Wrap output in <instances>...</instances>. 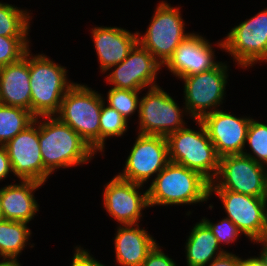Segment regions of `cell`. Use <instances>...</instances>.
I'll use <instances>...</instances> for the list:
<instances>
[{"mask_svg": "<svg viewBox=\"0 0 267 266\" xmlns=\"http://www.w3.org/2000/svg\"><path fill=\"white\" fill-rule=\"evenodd\" d=\"M103 97L91 88L74 83L55 115L78 133L97 153L100 151V113Z\"/></svg>", "mask_w": 267, "mask_h": 266, "instance_id": "cell-5", "label": "cell"}, {"mask_svg": "<svg viewBox=\"0 0 267 266\" xmlns=\"http://www.w3.org/2000/svg\"><path fill=\"white\" fill-rule=\"evenodd\" d=\"M169 152L164 136L138 134L126 159L125 168L117 176L133 183L144 184L168 163Z\"/></svg>", "mask_w": 267, "mask_h": 266, "instance_id": "cell-11", "label": "cell"}, {"mask_svg": "<svg viewBox=\"0 0 267 266\" xmlns=\"http://www.w3.org/2000/svg\"><path fill=\"white\" fill-rule=\"evenodd\" d=\"M155 10L146 33L140 36L138 32V43L164 66L181 42L192 33H184L185 24L179 8L162 1Z\"/></svg>", "mask_w": 267, "mask_h": 266, "instance_id": "cell-6", "label": "cell"}, {"mask_svg": "<svg viewBox=\"0 0 267 266\" xmlns=\"http://www.w3.org/2000/svg\"><path fill=\"white\" fill-rule=\"evenodd\" d=\"M246 143H248L252 153L243 151V155L252 158L255 162L267 165V124L260 123L251 118L248 128ZM257 157V158H256Z\"/></svg>", "mask_w": 267, "mask_h": 266, "instance_id": "cell-27", "label": "cell"}, {"mask_svg": "<svg viewBox=\"0 0 267 266\" xmlns=\"http://www.w3.org/2000/svg\"><path fill=\"white\" fill-rule=\"evenodd\" d=\"M242 260L243 259L235 254L226 251L208 263V266H238Z\"/></svg>", "mask_w": 267, "mask_h": 266, "instance_id": "cell-33", "label": "cell"}, {"mask_svg": "<svg viewBox=\"0 0 267 266\" xmlns=\"http://www.w3.org/2000/svg\"><path fill=\"white\" fill-rule=\"evenodd\" d=\"M223 203L227 217L254 241L267 232V197H253L230 190H210Z\"/></svg>", "mask_w": 267, "mask_h": 266, "instance_id": "cell-12", "label": "cell"}, {"mask_svg": "<svg viewBox=\"0 0 267 266\" xmlns=\"http://www.w3.org/2000/svg\"><path fill=\"white\" fill-rule=\"evenodd\" d=\"M263 61L267 62V52H266V54L264 55V57L261 59V62H263Z\"/></svg>", "mask_w": 267, "mask_h": 266, "instance_id": "cell-40", "label": "cell"}, {"mask_svg": "<svg viewBox=\"0 0 267 266\" xmlns=\"http://www.w3.org/2000/svg\"><path fill=\"white\" fill-rule=\"evenodd\" d=\"M195 121L200 130L183 127L166 137L169 160L200 173L211 183L218 173L220 156L203 123Z\"/></svg>", "mask_w": 267, "mask_h": 266, "instance_id": "cell-4", "label": "cell"}, {"mask_svg": "<svg viewBox=\"0 0 267 266\" xmlns=\"http://www.w3.org/2000/svg\"><path fill=\"white\" fill-rule=\"evenodd\" d=\"M142 266H176V264L168 255H165L162 249H160V246L156 244L148 253Z\"/></svg>", "mask_w": 267, "mask_h": 266, "instance_id": "cell-31", "label": "cell"}, {"mask_svg": "<svg viewBox=\"0 0 267 266\" xmlns=\"http://www.w3.org/2000/svg\"><path fill=\"white\" fill-rule=\"evenodd\" d=\"M238 266H256V257L243 259Z\"/></svg>", "mask_w": 267, "mask_h": 266, "instance_id": "cell-37", "label": "cell"}, {"mask_svg": "<svg viewBox=\"0 0 267 266\" xmlns=\"http://www.w3.org/2000/svg\"><path fill=\"white\" fill-rule=\"evenodd\" d=\"M30 56L28 50L30 111L35 117L56 115L64 95L74 83L68 81L65 67L55 64L43 54Z\"/></svg>", "mask_w": 267, "mask_h": 266, "instance_id": "cell-3", "label": "cell"}, {"mask_svg": "<svg viewBox=\"0 0 267 266\" xmlns=\"http://www.w3.org/2000/svg\"><path fill=\"white\" fill-rule=\"evenodd\" d=\"M114 241L116 260L121 266H142L148 253L157 244L138 224L119 226Z\"/></svg>", "mask_w": 267, "mask_h": 266, "instance_id": "cell-21", "label": "cell"}, {"mask_svg": "<svg viewBox=\"0 0 267 266\" xmlns=\"http://www.w3.org/2000/svg\"><path fill=\"white\" fill-rule=\"evenodd\" d=\"M12 171L11 162L4 146H0V180L9 176Z\"/></svg>", "mask_w": 267, "mask_h": 266, "instance_id": "cell-34", "label": "cell"}, {"mask_svg": "<svg viewBox=\"0 0 267 266\" xmlns=\"http://www.w3.org/2000/svg\"><path fill=\"white\" fill-rule=\"evenodd\" d=\"M30 235L27 223L0 220V256L18 260V254L27 246Z\"/></svg>", "mask_w": 267, "mask_h": 266, "instance_id": "cell-23", "label": "cell"}, {"mask_svg": "<svg viewBox=\"0 0 267 266\" xmlns=\"http://www.w3.org/2000/svg\"><path fill=\"white\" fill-rule=\"evenodd\" d=\"M42 119L43 122H39V144L44 183L55 169L76 167L94 157L96 152L90 145L58 117L42 116Z\"/></svg>", "mask_w": 267, "mask_h": 266, "instance_id": "cell-1", "label": "cell"}, {"mask_svg": "<svg viewBox=\"0 0 267 266\" xmlns=\"http://www.w3.org/2000/svg\"><path fill=\"white\" fill-rule=\"evenodd\" d=\"M30 14L8 3L0 2V36L27 37Z\"/></svg>", "mask_w": 267, "mask_h": 266, "instance_id": "cell-25", "label": "cell"}, {"mask_svg": "<svg viewBox=\"0 0 267 266\" xmlns=\"http://www.w3.org/2000/svg\"><path fill=\"white\" fill-rule=\"evenodd\" d=\"M266 168L243 154L220 157L219 170L210 183V190H230L253 197H267Z\"/></svg>", "mask_w": 267, "mask_h": 266, "instance_id": "cell-7", "label": "cell"}, {"mask_svg": "<svg viewBox=\"0 0 267 266\" xmlns=\"http://www.w3.org/2000/svg\"><path fill=\"white\" fill-rule=\"evenodd\" d=\"M211 44L199 34L192 33L185 38L165 64L178 78L205 72L216 67Z\"/></svg>", "mask_w": 267, "mask_h": 266, "instance_id": "cell-17", "label": "cell"}, {"mask_svg": "<svg viewBox=\"0 0 267 266\" xmlns=\"http://www.w3.org/2000/svg\"><path fill=\"white\" fill-rule=\"evenodd\" d=\"M108 105L119 112L127 121L139 109V91L112 87L107 93Z\"/></svg>", "mask_w": 267, "mask_h": 266, "instance_id": "cell-28", "label": "cell"}, {"mask_svg": "<svg viewBox=\"0 0 267 266\" xmlns=\"http://www.w3.org/2000/svg\"><path fill=\"white\" fill-rule=\"evenodd\" d=\"M42 185L33 180H21L19 184L1 188L0 204L4 219L29 223L39 211L33 192Z\"/></svg>", "mask_w": 267, "mask_h": 266, "instance_id": "cell-20", "label": "cell"}, {"mask_svg": "<svg viewBox=\"0 0 267 266\" xmlns=\"http://www.w3.org/2000/svg\"><path fill=\"white\" fill-rule=\"evenodd\" d=\"M28 37L0 36V67L21 60L29 50Z\"/></svg>", "mask_w": 267, "mask_h": 266, "instance_id": "cell-29", "label": "cell"}, {"mask_svg": "<svg viewBox=\"0 0 267 266\" xmlns=\"http://www.w3.org/2000/svg\"><path fill=\"white\" fill-rule=\"evenodd\" d=\"M142 186L116 175L104 187V207L119 225L138 224L142 209L149 207L147 190L143 194L139 193Z\"/></svg>", "mask_w": 267, "mask_h": 266, "instance_id": "cell-15", "label": "cell"}, {"mask_svg": "<svg viewBox=\"0 0 267 266\" xmlns=\"http://www.w3.org/2000/svg\"><path fill=\"white\" fill-rule=\"evenodd\" d=\"M38 119L40 117H35L30 126L7 142L4 147L14 176L19 180H33L44 184V163L40 152Z\"/></svg>", "mask_w": 267, "mask_h": 266, "instance_id": "cell-13", "label": "cell"}, {"mask_svg": "<svg viewBox=\"0 0 267 266\" xmlns=\"http://www.w3.org/2000/svg\"><path fill=\"white\" fill-rule=\"evenodd\" d=\"M3 219H4V216H3L2 208H1V204H0V220H3Z\"/></svg>", "mask_w": 267, "mask_h": 266, "instance_id": "cell-39", "label": "cell"}, {"mask_svg": "<svg viewBox=\"0 0 267 266\" xmlns=\"http://www.w3.org/2000/svg\"><path fill=\"white\" fill-rule=\"evenodd\" d=\"M217 44L243 68L260 62L267 52V8L232 28Z\"/></svg>", "mask_w": 267, "mask_h": 266, "instance_id": "cell-10", "label": "cell"}, {"mask_svg": "<svg viewBox=\"0 0 267 266\" xmlns=\"http://www.w3.org/2000/svg\"><path fill=\"white\" fill-rule=\"evenodd\" d=\"M147 195L149 207L196 204L209 199L210 182L200 173L170 161L152 180Z\"/></svg>", "mask_w": 267, "mask_h": 266, "instance_id": "cell-2", "label": "cell"}, {"mask_svg": "<svg viewBox=\"0 0 267 266\" xmlns=\"http://www.w3.org/2000/svg\"><path fill=\"white\" fill-rule=\"evenodd\" d=\"M113 67V72L106 78L113 87L141 92L145 87L158 86L155 78L162 65L147 49L137 43L128 56L110 70Z\"/></svg>", "mask_w": 267, "mask_h": 266, "instance_id": "cell-14", "label": "cell"}, {"mask_svg": "<svg viewBox=\"0 0 267 266\" xmlns=\"http://www.w3.org/2000/svg\"><path fill=\"white\" fill-rule=\"evenodd\" d=\"M75 248L76 252L73 255L71 266H105L95 260L94 257L89 254L88 250H84L80 246Z\"/></svg>", "mask_w": 267, "mask_h": 266, "instance_id": "cell-32", "label": "cell"}, {"mask_svg": "<svg viewBox=\"0 0 267 266\" xmlns=\"http://www.w3.org/2000/svg\"><path fill=\"white\" fill-rule=\"evenodd\" d=\"M35 120L31 111L0 104V146H4Z\"/></svg>", "mask_w": 267, "mask_h": 266, "instance_id": "cell-24", "label": "cell"}, {"mask_svg": "<svg viewBox=\"0 0 267 266\" xmlns=\"http://www.w3.org/2000/svg\"><path fill=\"white\" fill-rule=\"evenodd\" d=\"M137 112L138 134L167 137L185 127L182 118L184 111L160 86L149 88L145 96L140 98Z\"/></svg>", "mask_w": 267, "mask_h": 266, "instance_id": "cell-9", "label": "cell"}, {"mask_svg": "<svg viewBox=\"0 0 267 266\" xmlns=\"http://www.w3.org/2000/svg\"><path fill=\"white\" fill-rule=\"evenodd\" d=\"M0 266H21L16 259L3 258V261L0 262Z\"/></svg>", "mask_w": 267, "mask_h": 266, "instance_id": "cell-36", "label": "cell"}, {"mask_svg": "<svg viewBox=\"0 0 267 266\" xmlns=\"http://www.w3.org/2000/svg\"><path fill=\"white\" fill-rule=\"evenodd\" d=\"M91 33L102 73L121 63L138 43V32L119 27H94Z\"/></svg>", "mask_w": 267, "mask_h": 266, "instance_id": "cell-18", "label": "cell"}, {"mask_svg": "<svg viewBox=\"0 0 267 266\" xmlns=\"http://www.w3.org/2000/svg\"><path fill=\"white\" fill-rule=\"evenodd\" d=\"M253 242H258L263 244L260 256L257 257L265 266H267V232H265L260 238L254 240Z\"/></svg>", "mask_w": 267, "mask_h": 266, "instance_id": "cell-35", "label": "cell"}, {"mask_svg": "<svg viewBox=\"0 0 267 266\" xmlns=\"http://www.w3.org/2000/svg\"><path fill=\"white\" fill-rule=\"evenodd\" d=\"M200 121L220 157L243 153L251 118H239L218 109Z\"/></svg>", "mask_w": 267, "mask_h": 266, "instance_id": "cell-16", "label": "cell"}, {"mask_svg": "<svg viewBox=\"0 0 267 266\" xmlns=\"http://www.w3.org/2000/svg\"><path fill=\"white\" fill-rule=\"evenodd\" d=\"M227 68L225 63L220 62L211 70L180 78L184 81V111L191 113L189 116L193 120H200L204 115L216 111V107L223 103Z\"/></svg>", "mask_w": 267, "mask_h": 266, "instance_id": "cell-8", "label": "cell"}, {"mask_svg": "<svg viewBox=\"0 0 267 266\" xmlns=\"http://www.w3.org/2000/svg\"><path fill=\"white\" fill-rule=\"evenodd\" d=\"M201 220L210 228L219 245L232 243L241 234L238 227L229 218L222 219L217 224L210 222L206 218Z\"/></svg>", "mask_w": 267, "mask_h": 266, "instance_id": "cell-30", "label": "cell"}, {"mask_svg": "<svg viewBox=\"0 0 267 266\" xmlns=\"http://www.w3.org/2000/svg\"><path fill=\"white\" fill-rule=\"evenodd\" d=\"M256 266H265V265L256 257Z\"/></svg>", "mask_w": 267, "mask_h": 266, "instance_id": "cell-38", "label": "cell"}, {"mask_svg": "<svg viewBox=\"0 0 267 266\" xmlns=\"http://www.w3.org/2000/svg\"><path fill=\"white\" fill-rule=\"evenodd\" d=\"M185 249L188 266H205L226 252L202 220L191 230Z\"/></svg>", "mask_w": 267, "mask_h": 266, "instance_id": "cell-22", "label": "cell"}, {"mask_svg": "<svg viewBox=\"0 0 267 266\" xmlns=\"http://www.w3.org/2000/svg\"><path fill=\"white\" fill-rule=\"evenodd\" d=\"M128 121L114 108L109 105L105 107V101L102 103L100 113V152L104 149L107 137L122 136L128 127Z\"/></svg>", "mask_w": 267, "mask_h": 266, "instance_id": "cell-26", "label": "cell"}, {"mask_svg": "<svg viewBox=\"0 0 267 266\" xmlns=\"http://www.w3.org/2000/svg\"><path fill=\"white\" fill-rule=\"evenodd\" d=\"M29 78L28 51L18 62L0 67V104L30 111Z\"/></svg>", "mask_w": 267, "mask_h": 266, "instance_id": "cell-19", "label": "cell"}]
</instances>
